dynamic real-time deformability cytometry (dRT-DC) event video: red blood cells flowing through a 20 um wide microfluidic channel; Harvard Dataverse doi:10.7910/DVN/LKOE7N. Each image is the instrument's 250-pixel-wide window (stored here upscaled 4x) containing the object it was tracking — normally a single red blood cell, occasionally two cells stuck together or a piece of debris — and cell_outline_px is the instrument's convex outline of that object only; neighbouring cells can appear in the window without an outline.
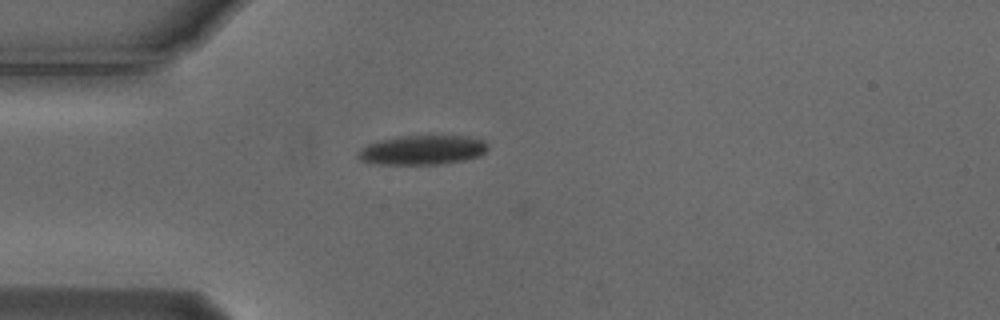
{"species": "Egyptian fruit bat (a non-hibernating species)", "species_latin": "Rousettus aegyptiacus", "temperature_condition": "cold", "stored_images_in_passage": 2, "camera_frame_rate_fps": 3000, "um_per_image_px": 0.085, "animal": {"sex": "male"}, "frame": {"image": 1, "passage_image": 1, "time_ms": 0.0, "image_size_px": [1000, 320], "cell_outline_px": [[488, 148], [480, 156], [464, 160], [440, 164], [380, 164], [360, 160], [356, 156], [360, 148], [368, 144], [380, 140], [400, 136], [460, 136], [484, 140], [488, 144]], "centroid_in_image_um": [35.89, 12.75], "position_along_channel_um": 49.1, "area_um2": 22.14}}